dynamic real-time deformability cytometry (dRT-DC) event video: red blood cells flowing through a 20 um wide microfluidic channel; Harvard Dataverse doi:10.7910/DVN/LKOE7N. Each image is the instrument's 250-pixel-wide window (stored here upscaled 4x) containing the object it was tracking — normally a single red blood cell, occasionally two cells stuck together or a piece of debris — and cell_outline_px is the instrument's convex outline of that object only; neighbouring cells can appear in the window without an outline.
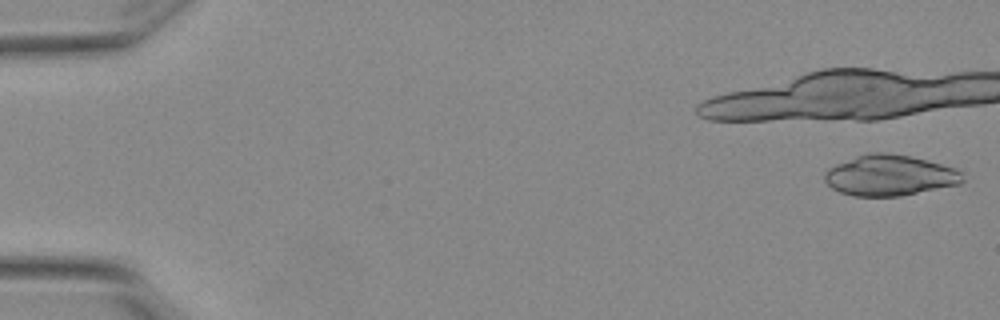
{"species": "Egyptian fruit bat (a non-hibernating species)", "species_latin": "Rousettus aegyptiacus", "temperature_condition": "warm", "stored_images_in_passage": 9, "camera_frame_rate_fps": 3000, "um_per_image_px": 0.085, "animal": {"sex": "female"}, "frame": {"image": 1, "passage_image": 1, "time_ms": 0.0, "image_size_px": [1000, 320], "cell_outline_px": [[964, 180], [960, 184], [900, 196], [852, 196], [840, 192], [832, 188], [824, 180], [824, 172], [828, 168], [836, 164], [856, 156], [868, 152], [888, 152], [928, 160], [956, 168], [964, 172]], "centroid_in_image_um": [75.64, 14.9], "position_along_channel_um": 9.4, "area_um2": 33.0}}